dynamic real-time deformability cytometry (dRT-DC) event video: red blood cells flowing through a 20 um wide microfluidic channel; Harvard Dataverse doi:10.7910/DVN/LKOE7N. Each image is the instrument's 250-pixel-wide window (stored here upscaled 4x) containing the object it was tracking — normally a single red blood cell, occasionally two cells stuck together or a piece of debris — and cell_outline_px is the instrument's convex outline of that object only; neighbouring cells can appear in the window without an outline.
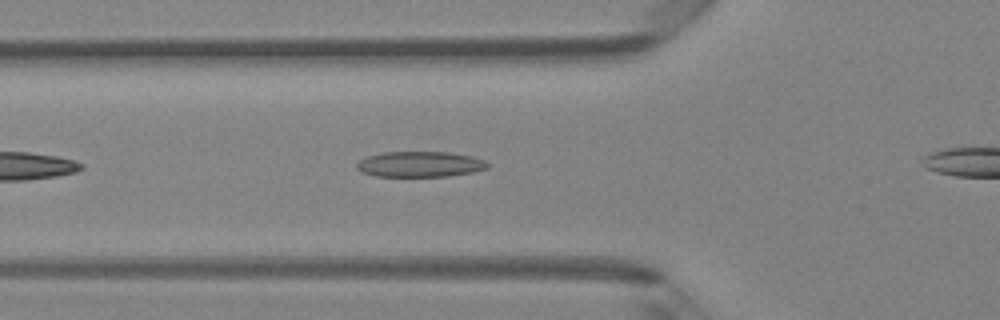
{"species": "Egyptian fruit bat (a non-hibernating species)", "species_latin": "Rousettus aegyptiacus", "temperature_condition": "room temperature", "stored_images_in_passage": 31, "camera_frame_rate_fps": 3000, "um_per_image_px": 0.085, "animal": {"sex": "female"}, "frame": {"image": 1, "passage_image": 6, "time_ms": 1.667, "image_size_px": [1000, 320], "cell_outline_px": [[492, 164], [488, 168], [472, 172], [448, 176], [376, 176], [360, 172], [356, 168], [356, 164], [360, 160], [368, 156], [384, 152], [448, 152], [472, 156], [484, 160]], "centroid_in_image_um": [35.71, 13.96], "position_along_channel_um": 90.1, "area_um2": 19.54}}
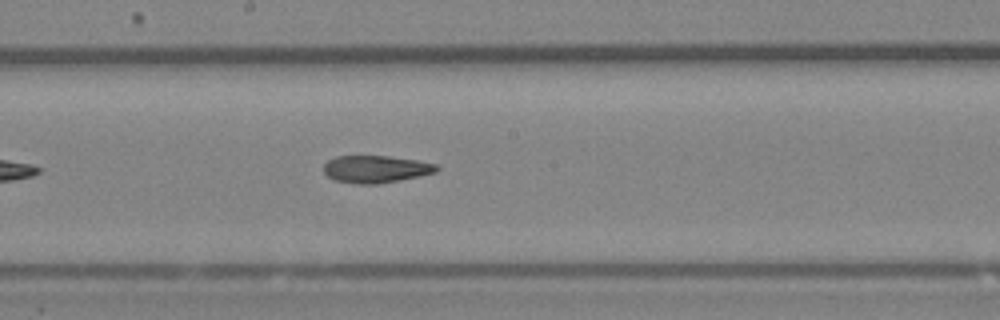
{"frame": {"image": 2, "passage_image": 15, "time_ms": 4.667, "image_size_px": [1000, 320], "cell_outline_px": [[440, 168], [436, 172], [420, 176], [380, 184], [352, 184], [332, 180], [324, 172], [324, 164], [328, 160], [336, 156], [388, 156], [416, 160], [436, 164]], "centroid_in_image_um": [31.92, 14.39], "position_along_channel_um": 216.3, "area_um2": 18.15}}
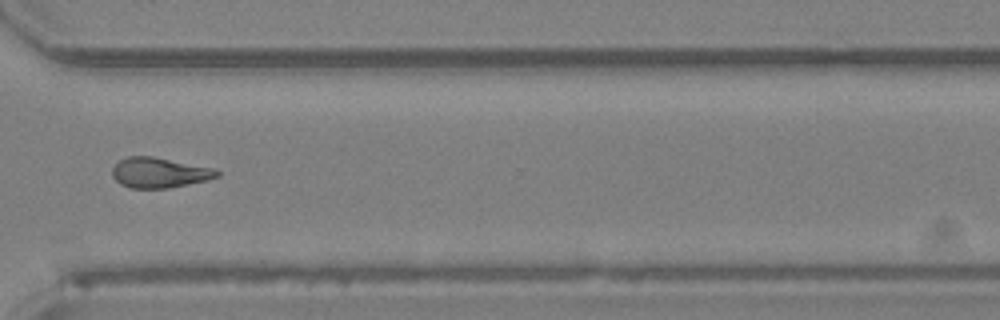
{"frame": {"image": 3, "passage_image": 25, "time_ms": 8.0, "image_size_px": [1000, 320], "cell_outline_px": [[220, 176], [208, 180], [168, 188], [132, 188], [120, 184], [112, 176], [112, 168], [120, 160], [128, 156], [152, 156], [212, 168], [220, 172]], "centroid_in_image_um": [13.53, 14.68], "position_along_channel_um": 357.1, "area_um2": 18.32}, "authors_computed_cell_mechanics": {"area_um2": 18.3226, "velocity_mm_per_s": 4.2092, "shape_relaxation_time_tau1_ms": null, "shape_relaxation_time_tau2_ms": 4.6433, "deformation_change_tau1": null, "deformation_change_tau2": 0.1407}}